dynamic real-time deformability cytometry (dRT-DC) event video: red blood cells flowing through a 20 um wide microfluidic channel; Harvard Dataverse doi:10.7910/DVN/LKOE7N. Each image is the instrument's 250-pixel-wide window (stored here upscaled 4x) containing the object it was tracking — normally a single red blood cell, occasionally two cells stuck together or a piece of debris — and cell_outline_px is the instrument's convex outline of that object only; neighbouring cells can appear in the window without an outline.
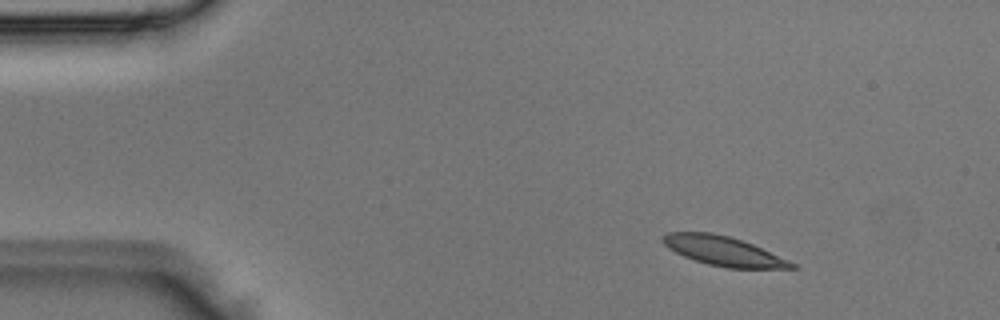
{"species": "Egyptian fruit bat (a non-hibernating species)", "species_latin": "Rousettus aegyptiacus", "temperature_condition": "room temperature", "stored_images_in_passage": 4, "camera_frame_rate_fps": 3000, "um_per_image_px": 0.085, "animal": {"sex": "male"}, "frame": {"image": 1, "passage_image": 1, "time_ms": 0.0, "image_size_px": [1000, 320], "cell_outline_px": [[796, 268], [728, 268], [708, 264], [684, 256], [668, 248], [664, 244], [660, 236], [668, 232], [712, 232], [728, 236], [752, 244], [788, 260], [796, 264]], "centroid_in_image_um": [61.44, 21.33], "position_along_channel_um": 23.6, "area_um2": 21.73}}
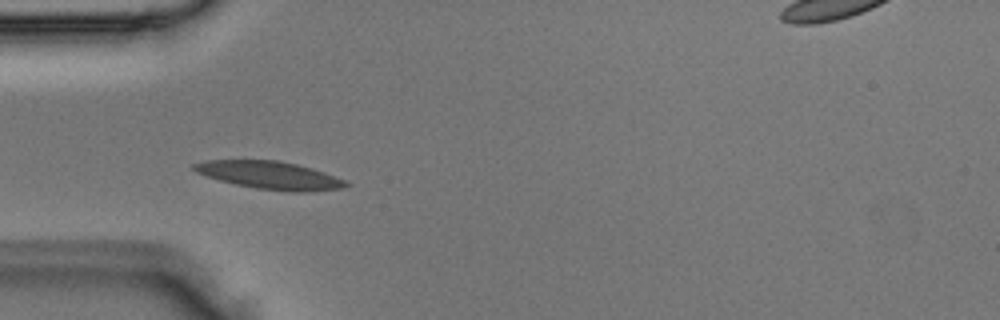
{"frame": {"image": 2, "passage_image": 3, "time_ms": 0.667, "image_size_px": [1000, 320], "cell_outline_px": [[352, 184], [344, 188], [304, 192], [292, 192], [256, 188], [236, 184], [220, 180], [196, 172], [192, 168], [192, 164], [208, 160], [276, 160], [296, 164], [324, 172], [348, 180]], "centroid_in_image_um": [22.99, 14.9], "position_along_channel_um": 62.0, "area_um2": 24.57}}
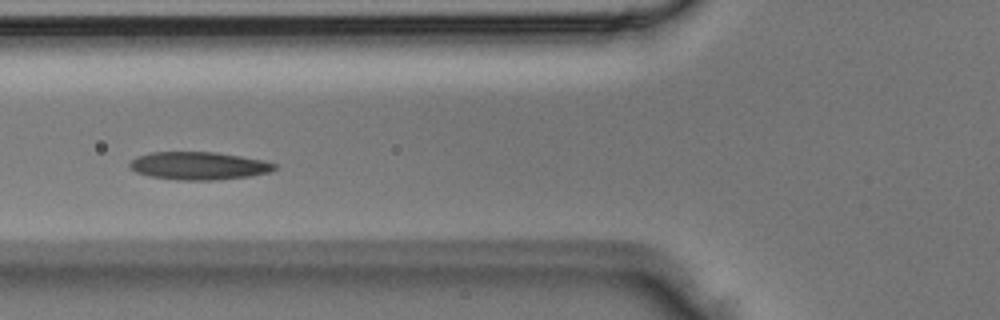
{"frame": {"image": 3, "passage_image": 4, "time_ms": 1.0, "image_size_px": [1000, 320], "cell_outline_px": [[276, 168], [268, 172], [252, 176], [216, 180], [176, 180], [152, 176], [136, 172], [128, 168], [128, 164], [136, 156], [152, 152], [216, 152], [264, 160], [276, 164]], "centroid_in_image_um": [16.88, 14.09], "position_along_channel_um": 108.9, "area_um2": 23.58}}